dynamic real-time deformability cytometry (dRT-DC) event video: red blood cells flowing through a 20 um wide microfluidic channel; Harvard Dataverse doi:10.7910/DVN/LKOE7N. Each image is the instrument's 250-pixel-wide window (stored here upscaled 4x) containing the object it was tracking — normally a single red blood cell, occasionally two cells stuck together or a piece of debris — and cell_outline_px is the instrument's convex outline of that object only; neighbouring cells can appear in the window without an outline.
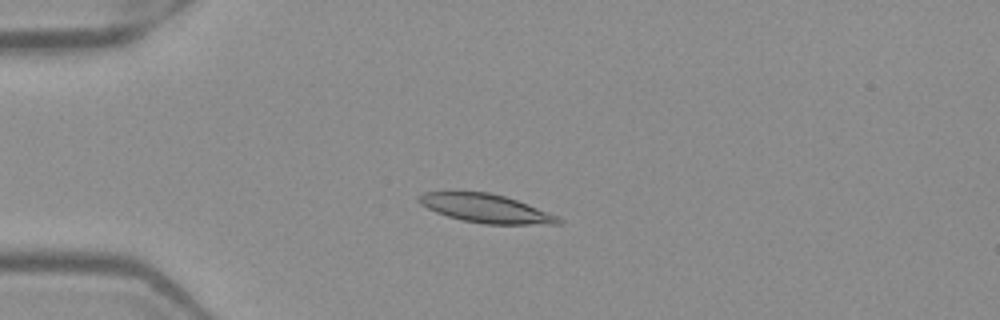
{"species": "Egyptian fruit bat (a non-hibernating species)", "species_latin": "Rousettus aegyptiacus", "temperature_condition": "warm", "stored_images_in_passage": 52, "camera_frame_rate_fps": 3000, "um_per_image_px": 0.085, "frame": {"image": 1, "passage_image": 14, "time_ms": 4.333, "image_size_px": [1000, 320], "cell_outline_px": [[564, 220], [560, 224], [484, 224], [460, 220], [436, 212], [420, 204], [416, 200], [416, 196], [424, 192], [488, 192], [504, 196], [516, 200], [560, 216]], "centroid_in_image_um": [41.3, 17.72], "position_along_channel_um": 43.7, "area_um2": 23.24}}
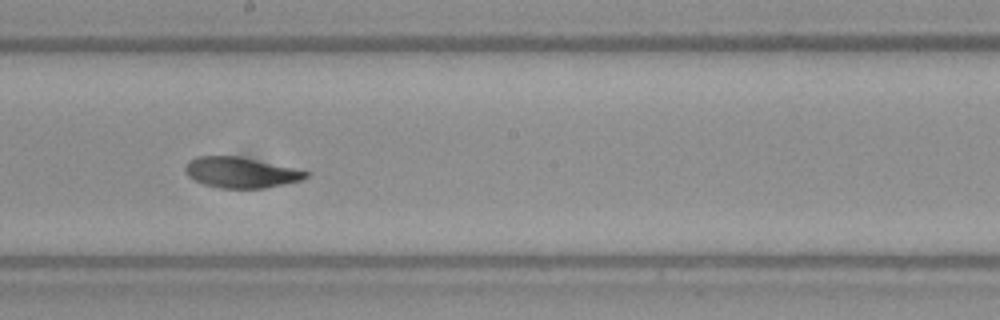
{"frame": {"image": 2, "passage_image": 30, "time_ms": 9.667, "image_size_px": [1000, 320], "cell_outline_px": [[308, 176], [300, 180], [284, 184], [264, 188], [220, 188], [204, 184], [188, 176], [184, 172], [184, 168], [196, 156], [236, 156], [292, 168], [308, 172]], "centroid_in_image_um": [20.43, 14.67], "position_along_channel_um": 227.8, "area_um2": 20.98}}
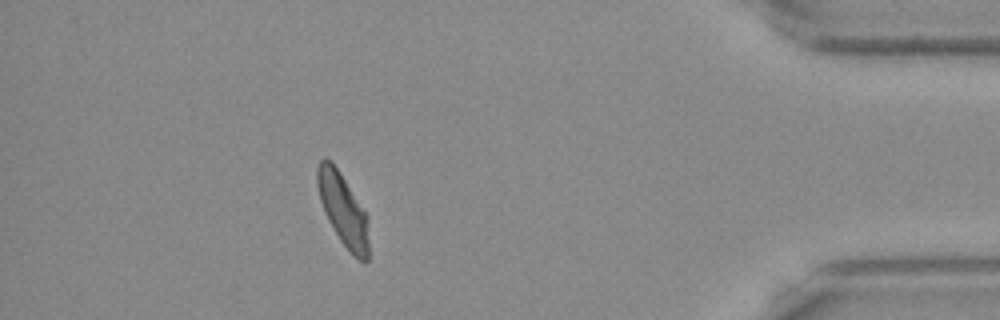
{"frame": {"image": 3, "passage_image": 47, "time_ms": 15.333, "image_size_px": [1000, 320], "cell_outline_px": [[368, 260], [360, 260], [340, 240], [328, 220], [324, 212], [320, 200], [316, 184], [316, 168], [320, 160], [324, 156], [332, 160], [368, 216]], "centroid_in_image_um": [29.12, 17.73], "position_along_channel_um": 406.1, "area_um2": 21.5}, "authors_computed_cell_mechanics": {"area_um2": 22.3108, "velocity_mm_per_s": 3.9448, "shape_relaxation_time_tau1_ms": 4.7594, "shape_relaxation_time_tau2_ms": 1.7243, "deformation_change_tau1": 0.1574, "deformation_change_tau2": 0.0674}}